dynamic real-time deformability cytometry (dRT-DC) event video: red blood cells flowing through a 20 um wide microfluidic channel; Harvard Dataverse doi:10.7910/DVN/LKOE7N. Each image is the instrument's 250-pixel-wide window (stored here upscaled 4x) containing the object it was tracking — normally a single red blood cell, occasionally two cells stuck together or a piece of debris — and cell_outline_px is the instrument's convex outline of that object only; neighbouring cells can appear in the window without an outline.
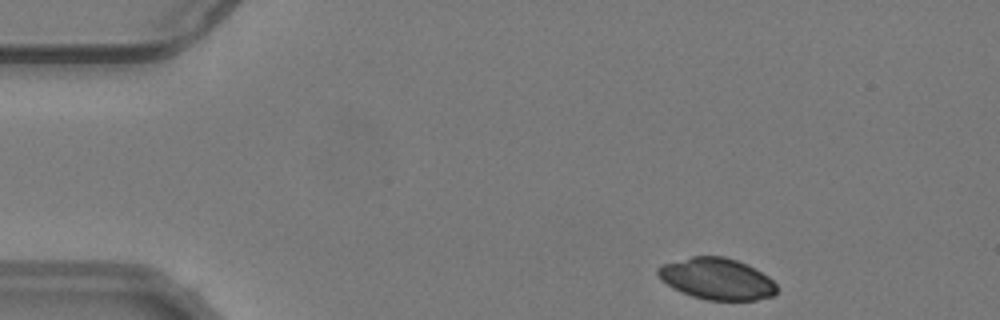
{"species": "common noctule bat (a hibernating species)", "species_latin": "Nyctalus noctula", "temperature_condition": "warm", "stored_images_in_passage": 48, "camera_frame_rate_fps": 3000, "um_per_image_px": 0.085, "animal": {"sex": "male", "body_mass_g": 19.2, "forearm_length_mm": 51.8}, "frame": {"image": 1, "passage_image": 1, "time_ms": 0.0, "image_size_px": [1000, 320], "cell_outline_px": [[776, 292], [772, 296], [756, 300], [708, 300], [692, 296], [680, 292], [672, 288], [660, 280], [656, 272], [656, 268], [660, 264], [692, 256], [724, 256], [748, 264], [768, 276], [776, 284]], "centroid_in_image_um": [60.88, 23.69], "position_along_channel_um": 24.1, "area_um2": 29.02}}
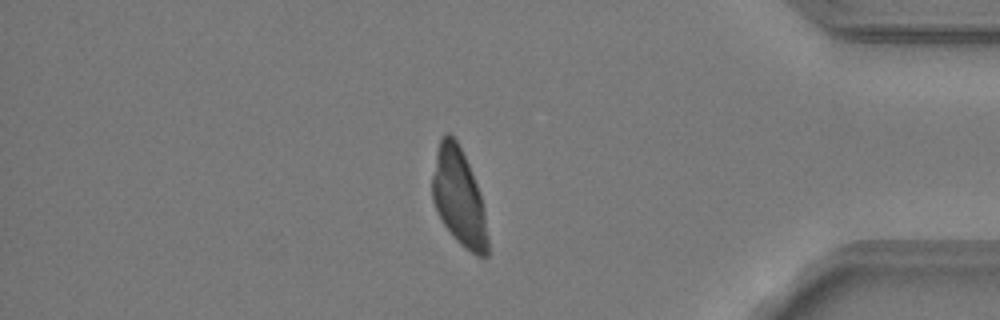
{"frame": {"image": 2, "passage_image": 40, "time_ms": 13.0, "image_size_px": [1000, 320], "cell_outline_px": [[488, 256], [476, 256], [464, 248], [456, 240], [444, 224], [432, 200], [432, 176], [436, 152], [440, 140], [448, 132], [456, 140], [468, 164], [476, 184], [480, 196], [484, 212], [488, 240]], "centroid_in_image_um": [39.0, 16.8], "position_along_channel_um": 396.2, "area_um2": 30.81}}